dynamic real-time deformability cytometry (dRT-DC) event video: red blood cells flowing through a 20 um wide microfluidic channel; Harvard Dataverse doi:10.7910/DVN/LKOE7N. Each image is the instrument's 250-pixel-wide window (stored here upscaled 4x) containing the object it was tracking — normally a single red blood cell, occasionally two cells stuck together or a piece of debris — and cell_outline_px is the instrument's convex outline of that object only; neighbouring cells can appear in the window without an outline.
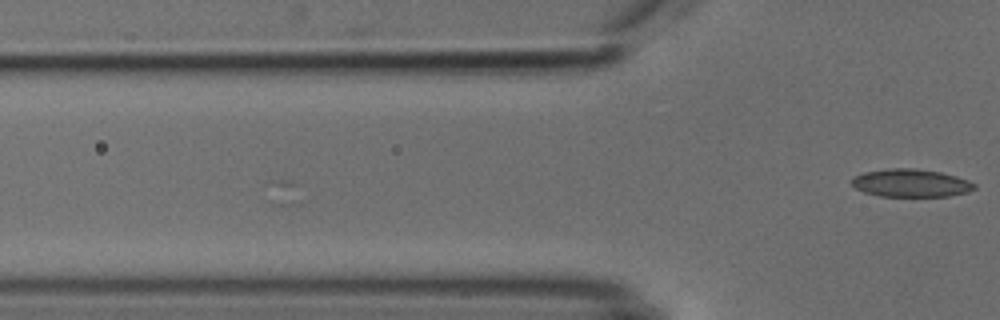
{"species": "common noctule bat (a hibernating species)", "species_latin": "Nyctalus noctula", "temperature_condition": "cold", "stored_images_in_passage": 3, "camera_frame_rate_fps": 3000, "um_per_image_px": 0.085, "animal": {"sex": "male", "body_mass_g": 18.8}, "frame": {"image": 1, "passage_image": 3, "time_ms": 0.667, "image_size_px": [1000, 320], "cell_outline_px": [[976, 188], [968, 192], [948, 196], [880, 196], [864, 192], [856, 188], [852, 184], [852, 180], [856, 176], [864, 172], [888, 168], [912, 168], [940, 172], [956, 176], [968, 180], [976, 184]], "centroid_in_image_um": [77.45, 15.56], "position_along_channel_um": 48.4, "area_um2": 19.83}}